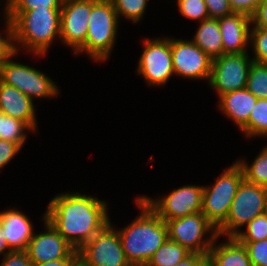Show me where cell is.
<instances>
[{
  "instance_id": "6da1fadb",
  "label": "cell",
  "mask_w": 267,
  "mask_h": 266,
  "mask_svg": "<svg viewBox=\"0 0 267 266\" xmlns=\"http://www.w3.org/2000/svg\"><path fill=\"white\" fill-rule=\"evenodd\" d=\"M107 206L90 195L61 193L48 204L45 220L78 251L110 223Z\"/></svg>"
},
{
  "instance_id": "7a4b0ae2",
  "label": "cell",
  "mask_w": 267,
  "mask_h": 266,
  "mask_svg": "<svg viewBox=\"0 0 267 266\" xmlns=\"http://www.w3.org/2000/svg\"><path fill=\"white\" fill-rule=\"evenodd\" d=\"M136 204L141 213L132 223L117 231L130 265L145 266L168 239V230L166 222L140 197H137Z\"/></svg>"
},
{
  "instance_id": "3957f363",
  "label": "cell",
  "mask_w": 267,
  "mask_h": 266,
  "mask_svg": "<svg viewBox=\"0 0 267 266\" xmlns=\"http://www.w3.org/2000/svg\"><path fill=\"white\" fill-rule=\"evenodd\" d=\"M17 52L22 45L42 56L49 52L55 38H60L61 8L9 10Z\"/></svg>"
},
{
  "instance_id": "277c9868",
  "label": "cell",
  "mask_w": 267,
  "mask_h": 266,
  "mask_svg": "<svg viewBox=\"0 0 267 266\" xmlns=\"http://www.w3.org/2000/svg\"><path fill=\"white\" fill-rule=\"evenodd\" d=\"M119 17L110 0H98L88 20L85 43L75 52H86L91 60L105 61L111 55L118 32Z\"/></svg>"
},
{
  "instance_id": "5b68a950",
  "label": "cell",
  "mask_w": 267,
  "mask_h": 266,
  "mask_svg": "<svg viewBox=\"0 0 267 266\" xmlns=\"http://www.w3.org/2000/svg\"><path fill=\"white\" fill-rule=\"evenodd\" d=\"M267 204V187L248 182L239 185L226 220L217 228L218 237L227 234L235 237L240 228L255 217L264 214Z\"/></svg>"
},
{
  "instance_id": "8992f818",
  "label": "cell",
  "mask_w": 267,
  "mask_h": 266,
  "mask_svg": "<svg viewBox=\"0 0 267 266\" xmlns=\"http://www.w3.org/2000/svg\"><path fill=\"white\" fill-rule=\"evenodd\" d=\"M243 179V169L236 161L218 176L212 186L204 187L202 213L216 229L226 220Z\"/></svg>"
},
{
  "instance_id": "52a82bcc",
  "label": "cell",
  "mask_w": 267,
  "mask_h": 266,
  "mask_svg": "<svg viewBox=\"0 0 267 266\" xmlns=\"http://www.w3.org/2000/svg\"><path fill=\"white\" fill-rule=\"evenodd\" d=\"M168 239L182 245L191 253L208 255L218 237L216 227L202 212L166 221ZM210 233L208 237H205Z\"/></svg>"
},
{
  "instance_id": "ba28073f",
  "label": "cell",
  "mask_w": 267,
  "mask_h": 266,
  "mask_svg": "<svg viewBox=\"0 0 267 266\" xmlns=\"http://www.w3.org/2000/svg\"><path fill=\"white\" fill-rule=\"evenodd\" d=\"M0 80L17 88L32 100L36 97L54 98L60 93L58 86L45 73L11 59L0 66Z\"/></svg>"
},
{
  "instance_id": "9c48e42d",
  "label": "cell",
  "mask_w": 267,
  "mask_h": 266,
  "mask_svg": "<svg viewBox=\"0 0 267 266\" xmlns=\"http://www.w3.org/2000/svg\"><path fill=\"white\" fill-rule=\"evenodd\" d=\"M82 266H131L124 253L118 231L111 222L79 250Z\"/></svg>"
},
{
  "instance_id": "30bf717a",
  "label": "cell",
  "mask_w": 267,
  "mask_h": 266,
  "mask_svg": "<svg viewBox=\"0 0 267 266\" xmlns=\"http://www.w3.org/2000/svg\"><path fill=\"white\" fill-rule=\"evenodd\" d=\"M144 50L137 63L138 75H142L149 86H164L174 75L171 37L144 38Z\"/></svg>"
},
{
  "instance_id": "8fae6325",
  "label": "cell",
  "mask_w": 267,
  "mask_h": 266,
  "mask_svg": "<svg viewBox=\"0 0 267 266\" xmlns=\"http://www.w3.org/2000/svg\"><path fill=\"white\" fill-rule=\"evenodd\" d=\"M204 186L184 185L159 199L140 196L163 221L202 212Z\"/></svg>"
},
{
  "instance_id": "7c38bea8",
  "label": "cell",
  "mask_w": 267,
  "mask_h": 266,
  "mask_svg": "<svg viewBox=\"0 0 267 266\" xmlns=\"http://www.w3.org/2000/svg\"><path fill=\"white\" fill-rule=\"evenodd\" d=\"M253 60L247 53L223 54L212 60L208 84L218 96L246 88L248 73Z\"/></svg>"
},
{
  "instance_id": "4fadbf2b",
  "label": "cell",
  "mask_w": 267,
  "mask_h": 266,
  "mask_svg": "<svg viewBox=\"0 0 267 266\" xmlns=\"http://www.w3.org/2000/svg\"><path fill=\"white\" fill-rule=\"evenodd\" d=\"M174 74L184 79H210L212 59L195 43L171 38Z\"/></svg>"
},
{
  "instance_id": "5bb4252c",
  "label": "cell",
  "mask_w": 267,
  "mask_h": 266,
  "mask_svg": "<svg viewBox=\"0 0 267 266\" xmlns=\"http://www.w3.org/2000/svg\"><path fill=\"white\" fill-rule=\"evenodd\" d=\"M98 0H63L60 39L74 53L85 43L91 7Z\"/></svg>"
},
{
  "instance_id": "9a60e30c",
  "label": "cell",
  "mask_w": 267,
  "mask_h": 266,
  "mask_svg": "<svg viewBox=\"0 0 267 266\" xmlns=\"http://www.w3.org/2000/svg\"><path fill=\"white\" fill-rule=\"evenodd\" d=\"M45 232L34 233L30 239L26 252L33 264L59 259H79L75 250L53 227L45 220Z\"/></svg>"
},
{
  "instance_id": "2e32d148",
  "label": "cell",
  "mask_w": 267,
  "mask_h": 266,
  "mask_svg": "<svg viewBox=\"0 0 267 266\" xmlns=\"http://www.w3.org/2000/svg\"><path fill=\"white\" fill-rule=\"evenodd\" d=\"M224 54H243L248 53L250 41L251 17L243 13H232L218 19Z\"/></svg>"
},
{
  "instance_id": "e0dca14e",
  "label": "cell",
  "mask_w": 267,
  "mask_h": 266,
  "mask_svg": "<svg viewBox=\"0 0 267 266\" xmlns=\"http://www.w3.org/2000/svg\"><path fill=\"white\" fill-rule=\"evenodd\" d=\"M33 100L17 88L0 80V111L7 116L25 122L33 132L37 129V120Z\"/></svg>"
},
{
  "instance_id": "ac0fdd59",
  "label": "cell",
  "mask_w": 267,
  "mask_h": 266,
  "mask_svg": "<svg viewBox=\"0 0 267 266\" xmlns=\"http://www.w3.org/2000/svg\"><path fill=\"white\" fill-rule=\"evenodd\" d=\"M29 219L27 215L17 210V208L0 212V223L4 229L9 248L12 251L26 250L30 239L34 235V228Z\"/></svg>"
},
{
  "instance_id": "d6986e66",
  "label": "cell",
  "mask_w": 267,
  "mask_h": 266,
  "mask_svg": "<svg viewBox=\"0 0 267 266\" xmlns=\"http://www.w3.org/2000/svg\"><path fill=\"white\" fill-rule=\"evenodd\" d=\"M219 108L241 130L248 122L250 113L257 101L246 88L235 90L219 97Z\"/></svg>"
},
{
  "instance_id": "ffe728a7",
  "label": "cell",
  "mask_w": 267,
  "mask_h": 266,
  "mask_svg": "<svg viewBox=\"0 0 267 266\" xmlns=\"http://www.w3.org/2000/svg\"><path fill=\"white\" fill-rule=\"evenodd\" d=\"M216 241L208 252V266H252L246 247L235 237L219 245Z\"/></svg>"
},
{
  "instance_id": "44dd1931",
  "label": "cell",
  "mask_w": 267,
  "mask_h": 266,
  "mask_svg": "<svg viewBox=\"0 0 267 266\" xmlns=\"http://www.w3.org/2000/svg\"><path fill=\"white\" fill-rule=\"evenodd\" d=\"M191 40L202 49L212 60L224 54L221 31L217 19H205Z\"/></svg>"
},
{
  "instance_id": "7402d4cb",
  "label": "cell",
  "mask_w": 267,
  "mask_h": 266,
  "mask_svg": "<svg viewBox=\"0 0 267 266\" xmlns=\"http://www.w3.org/2000/svg\"><path fill=\"white\" fill-rule=\"evenodd\" d=\"M190 253L182 245L167 239L152 255L145 266H175Z\"/></svg>"
},
{
  "instance_id": "603a6c76",
  "label": "cell",
  "mask_w": 267,
  "mask_h": 266,
  "mask_svg": "<svg viewBox=\"0 0 267 266\" xmlns=\"http://www.w3.org/2000/svg\"><path fill=\"white\" fill-rule=\"evenodd\" d=\"M240 131L248 138L267 137V99H257L247 124Z\"/></svg>"
},
{
  "instance_id": "cb8c5ba5",
  "label": "cell",
  "mask_w": 267,
  "mask_h": 266,
  "mask_svg": "<svg viewBox=\"0 0 267 266\" xmlns=\"http://www.w3.org/2000/svg\"><path fill=\"white\" fill-rule=\"evenodd\" d=\"M25 131H33L25 122L5 115L0 111V139L17 143L21 148L25 144Z\"/></svg>"
},
{
  "instance_id": "d4e9b609",
  "label": "cell",
  "mask_w": 267,
  "mask_h": 266,
  "mask_svg": "<svg viewBox=\"0 0 267 266\" xmlns=\"http://www.w3.org/2000/svg\"><path fill=\"white\" fill-rule=\"evenodd\" d=\"M244 172V178L251 183L267 187V146L255 157L249 166L245 160H237Z\"/></svg>"
},
{
  "instance_id": "484cf974",
  "label": "cell",
  "mask_w": 267,
  "mask_h": 266,
  "mask_svg": "<svg viewBox=\"0 0 267 266\" xmlns=\"http://www.w3.org/2000/svg\"><path fill=\"white\" fill-rule=\"evenodd\" d=\"M246 89L257 98L267 99V64L252 62Z\"/></svg>"
},
{
  "instance_id": "4316f807",
  "label": "cell",
  "mask_w": 267,
  "mask_h": 266,
  "mask_svg": "<svg viewBox=\"0 0 267 266\" xmlns=\"http://www.w3.org/2000/svg\"><path fill=\"white\" fill-rule=\"evenodd\" d=\"M113 7L120 18L124 16L125 19H130L134 23L139 22L147 7V0H110Z\"/></svg>"
},
{
  "instance_id": "83f0119b",
  "label": "cell",
  "mask_w": 267,
  "mask_h": 266,
  "mask_svg": "<svg viewBox=\"0 0 267 266\" xmlns=\"http://www.w3.org/2000/svg\"><path fill=\"white\" fill-rule=\"evenodd\" d=\"M6 8L4 10V20H5V33L6 37H2L0 32V66L9 59H13L15 55H17L16 43H15V36H14V29L10 23L9 17V5L8 1L6 0L5 4Z\"/></svg>"
},
{
  "instance_id": "f1b7e54d",
  "label": "cell",
  "mask_w": 267,
  "mask_h": 266,
  "mask_svg": "<svg viewBox=\"0 0 267 266\" xmlns=\"http://www.w3.org/2000/svg\"><path fill=\"white\" fill-rule=\"evenodd\" d=\"M245 227L247 230H240L235 236L238 241H259L267 239V216L265 213L255 217Z\"/></svg>"
},
{
  "instance_id": "f546056e",
  "label": "cell",
  "mask_w": 267,
  "mask_h": 266,
  "mask_svg": "<svg viewBox=\"0 0 267 266\" xmlns=\"http://www.w3.org/2000/svg\"><path fill=\"white\" fill-rule=\"evenodd\" d=\"M251 48L255 56L252 60L257 63L267 64V29L253 26L250 29Z\"/></svg>"
},
{
  "instance_id": "4dcf8cb0",
  "label": "cell",
  "mask_w": 267,
  "mask_h": 266,
  "mask_svg": "<svg viewBox=\"0 0 267 266\" xmlns=\"http://www.w3.org/2000/svg\"><path fill=\"white\" fill-rule=\"evenodd\" d=\"M179 12L190 20L200 22L209 18L207 5L204 0H177Z\"/></svg>"
},
{
  "instance_id": "1f68e13d",
  "label": "cell",
  "mask_w": 267,
  "mask_h": 266,
  "mask_svg": "<svg viewBox=\"0 0 267 266\" xmlns=\"http://www.w3.org/2000/svg\"><path fill=\"white\" fill-rule=\"evenodd\" d=\"M239 242L246 247L252 266H267V239Z\"/></svg>"
},
{
  "instance_id": "d6a6232c",
  "label": "cell",
  "mask_w": 267,
  "mask_h": 266,
  "mask_svg": "<svg viewBox=\"0 0 267 266\" xmlns=\"http://www.w3.org/2000/svg\"><path fill=\"white\" fill-rule=\"evenodd\" d=\"M9 10L61 8L63 0H7Z\"/></svg>"
},
{
  "instance_id": "836d02e7",
  "label": "cell",
  "mask_w": 267,
  "mask_h": 266,
  "mask_svg": "<svg viewBox=\"0 0 267 266\" xmlns=\"http://www.w3.org/2000/svg\"><path fill=\"white\" fill-rule=\"evenodd\" d=\"M208 13L209 18L211 19H220L226 15H230L233 12L230 1L229 0H204Z\"/></svg>"
},
{
  "instance_id": "e575fe53",
  "label": "cell",
  "mask_w": 267,
  "mask_h": 266,
  "mask_svg": "<svg viewBox=\"0 0 267 266\" xmlns=\"http://www.w3.org/2000/svg\"><path fill=\"white\" fill-rule=\"evenodd\" d=\"M0 266H33L26 250H15L7 253Z\"/></svg>"
},
{
  "instance_id": "d590c367",
  "label": "cell",
  "mask_w": 267,
  "mask_h": 266,
  "mask_svg": "<svg viewBox=\"0 0 267 266\" xmlns=\"http://www.w3.org/2000/svg\"><path fill=\"white\" fill-rule=\"evenodd\" d=\"M21 149L17 143L0 139V169L6 166Z\"/></svg>"
},
{
  "instance_id": "8d00e7d4",
  "label": "cell",
  "mask_w": 267,
  "mask_h": 266,
  "mask_svg": "<svg viewBox=\"0 0 267 266\" xmlns=\"http://www.w3.org/2000/svg\"><path fill=\"white\" fill-rule=\"evenodd\" d=\"M231 8L235 13H243L252 17L262 0H229Z\"/></svg>"
},
{
  "instance_id": "74e56055",
  "label": "cell",
  "mask_w": 267,
  "mask_h": 266,
  "mask_svg": "<svg viewBox=\"0 0 267 266\" xmlns=\"http://www.w3.org/2000/svg\"><path fill=\"white\" fill-rule=\"evenodd\" d=\"M251 20L252 25L267 29V0H262L260 2Z\"/></svg>"
},
{
  "instance_id": "f35d334b",
  "label": "cell",
  "mask_w": 267,
  "mask_h": 266,
  "mask_svg": "<svg viewBox=\"0 0 267 266\" xmlns=\"http://www.w3.org/2000/svg\"><path fill=\"white\" fill-rule=\"evenodd\" d=\"M175 266H208V255L190 253Z\"/></svg>"
},
{
  "instance_id": "ab89813d",
  "label": "cell",
  "mask_w": 267,
  "mask_h": 266,
  "mask_svg": "<svg viewBox=\"0 0 267 266\" xmlns=\"http://www.w3.org/2000/svg\"><path fill=\"white\" fill-rule=\"evenodd\" d=\"M78 263L79 259H59L40 264H34L33 266H76Z\"/></svg>"
},
{
  "instance_id": "60d3db41",
  "label": "cell",
  "mask_w": 267,
  "mask_h": 266,
  "mask_svg": "<svg viewBox=\"0 0 267 266\" xmlns=\"http://www.w3.org/2000/svg\"><path fill=\"white\" fill-rule=\"evenodd\" d=\"M11 251L12 250L9 248L8 242L4 235V229L2 228L1 223H0V255L4 254L3 256H5L7 253Z\"/></svg>"
},
{
  "instance_id": "b9f144b4",
  "label": "cell",
  "mask_w": 267,
  "mask_h": 266,
  "mask_svg": "<svg viewBox=\"0 0 267 266\" xmlns=\"http://www.w3.org/2000/svg\"><path fill=\"white\" fill-rule=\"evenodd\" d=\"M265 214H266V216H267V204H266V210H265Z\"/></svg>"
}]
</instances>
